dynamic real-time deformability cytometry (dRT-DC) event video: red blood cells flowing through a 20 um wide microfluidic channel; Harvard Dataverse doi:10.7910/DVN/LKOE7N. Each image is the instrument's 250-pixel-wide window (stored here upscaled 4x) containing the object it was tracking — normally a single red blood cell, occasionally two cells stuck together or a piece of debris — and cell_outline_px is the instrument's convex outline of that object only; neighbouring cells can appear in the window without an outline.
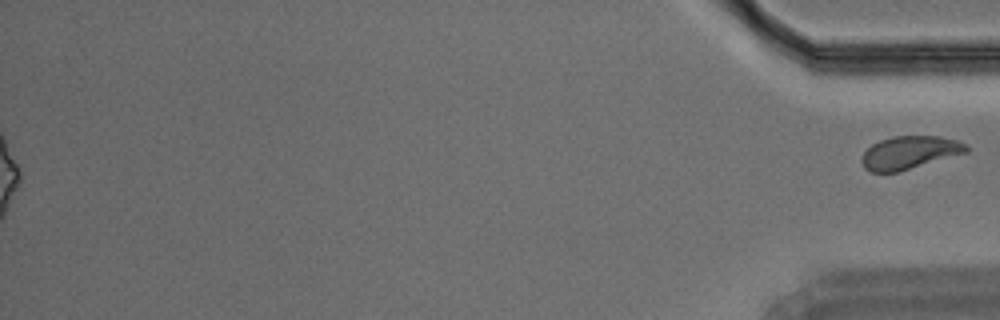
{"species": "Egyptian fruit bat (a non-hibernating species)", "species_latin": "Rousettus aegyptiacus", "temperature_condition": "warm", "stored_images_in_passage": 50, "segment_of_instrument_passage": [2, 2], "camera_frame_rate_fps": 3000, "um_per_image_px": 0.085, "animal": {"sex": "male"}, "frame": {"image": 1, "passage_image": 50, "time_ms": 16.333, "image_size_px": [1000, 320], "cell_outline_px": [[972, 148], [968, 152], [900, 172], [872, 172], [864, 168], [860, 160], [864, 152], [872, 144], [880, 140], [892, 136], [940, 136], [956, 140], [968, 144]], "centroid_in_image_um": [77.34, 12.97], "position_along_channel_um": 357.9, "area_um2": 20.4}}